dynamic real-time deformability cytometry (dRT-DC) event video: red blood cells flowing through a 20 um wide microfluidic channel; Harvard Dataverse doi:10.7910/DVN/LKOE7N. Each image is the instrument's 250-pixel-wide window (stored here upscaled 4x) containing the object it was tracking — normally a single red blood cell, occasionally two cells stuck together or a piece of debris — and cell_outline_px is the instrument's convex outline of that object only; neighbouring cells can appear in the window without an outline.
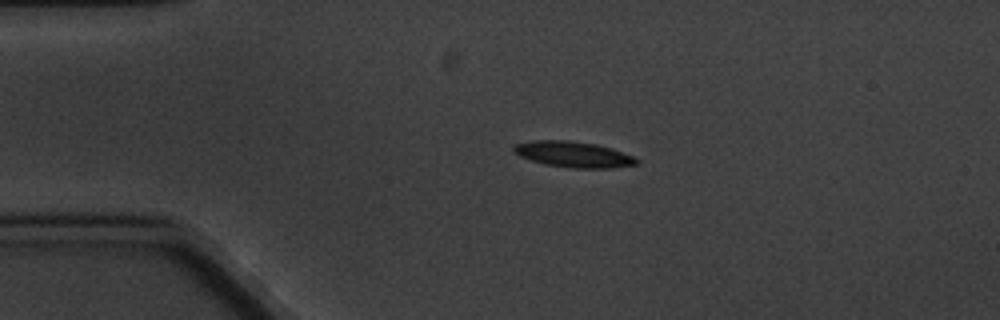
{"species": "common noctule bat (a hibernating species)", "species_latin": "Nyctalus noctula", "temperature_condition": "cold", "stored_images_in_passage": 4, "camera_frame_rate_fps": 3000, "um_per_image_px": 0.085, "animal": {"sex": "male", "body_mass_g": 20.1, "forearm_length_mm": 53.5}, "frame": {"image": 1, "passage_image": 3, "time_ms": 2.333, "image_size_px": [1000, 320], "cell_outline_px": [[640, 160], [636, 164], [608, 168], [576, 168], [544, 164], [520, 156], [512, 148], [516, 144], [532, 140], [568, 140], [596, 144], [612, 148], [632, 156]], "centroid_in_image_um": [48.74, 13.11], "position_along_channel_um": 36.3, "area_um2": 18.26}}